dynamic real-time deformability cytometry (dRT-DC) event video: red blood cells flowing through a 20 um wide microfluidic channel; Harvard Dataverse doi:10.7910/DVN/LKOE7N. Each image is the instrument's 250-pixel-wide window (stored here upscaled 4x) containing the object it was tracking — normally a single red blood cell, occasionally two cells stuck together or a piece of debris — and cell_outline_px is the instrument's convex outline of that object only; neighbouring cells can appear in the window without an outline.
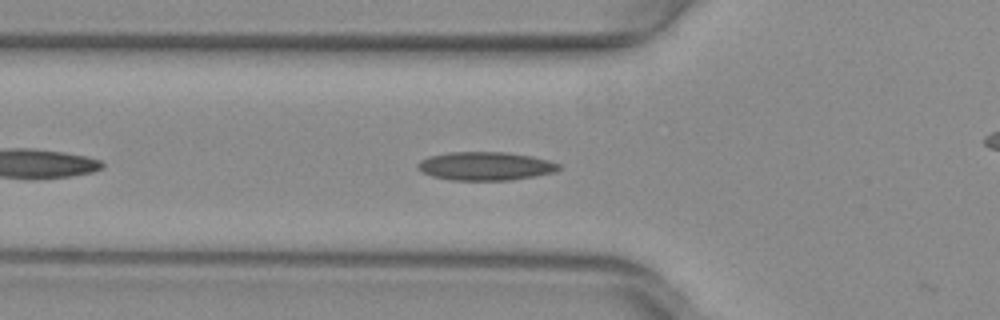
{"species": "common noctule bat (a hibernating species)", "species_latin": "Nyctalus noctula", "temperature_condition": "warm", "stored_images_in_passage": 7, "camera_frame_rate_fps": 3000, "um_per_image_px": 0.085, "animal": {"sex": "female", "body_mass_g": 29.2, "forearm_length_mm": 56.3}, "frame": {"image": 1, "passage_image": 6, "time_ms": 1.667, "image_size_px": [1000, 320], "cell_outline_px": [[560, 168], [556, 172], [536, 176], [512, 180], [448, 180], [432, 176], [420, 172], [416, 168], [416, 164], [420, 160], [428, 156], [452, 152], [504, 152], [532, 156], [548, 160], [560, 164]], "centroid_in_image_um": [41.23, 14.12], "position_along_channel_um": 84.6, "area_um2": 23.64}}